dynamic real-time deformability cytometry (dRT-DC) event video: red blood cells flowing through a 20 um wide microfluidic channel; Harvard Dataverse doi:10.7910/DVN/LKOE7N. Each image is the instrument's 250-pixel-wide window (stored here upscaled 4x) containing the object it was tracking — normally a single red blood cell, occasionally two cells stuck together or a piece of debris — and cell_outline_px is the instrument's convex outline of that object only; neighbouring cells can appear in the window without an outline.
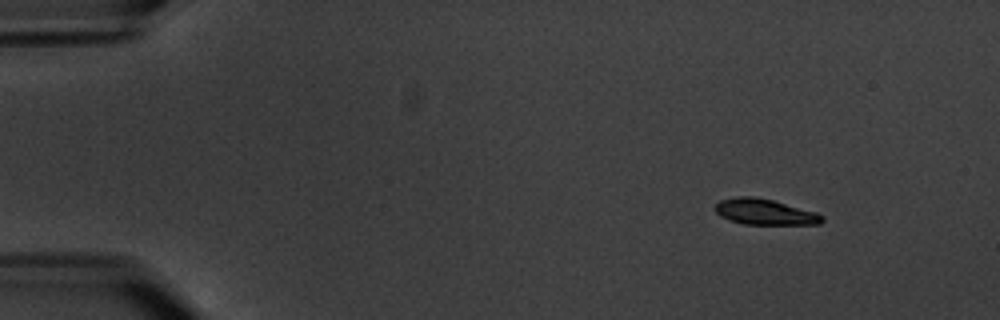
{"species": "common noctule bat (a hibernating species)", "species_latin": "Nyctalus noctula", "temperature_condition": "warm", "stored_images_in_passage": 6, "camera_frame_rate_fps": 3000, "um_per_image_px": 0.085, "animal": {"sex": "male", "body_mass_g": 20.1, "forearm_length_mm": 53.5}, "frame": {"image": 1, "passage_image": 2, "time_ms": 1.333, "image_size_px": [1000, 320], "cell_outline_px": [[824, 220], [820, 224], [744, 224], [728, 220], [720, 216], [712, 208], [720, 200], [736, 196], [752, 196], [772, 200], [816, 212], [824, 216]], "centroid_in_image_um": [64.97, 18.01], "position_along_channel_um": 20.0, "area_um2": 16.13}}
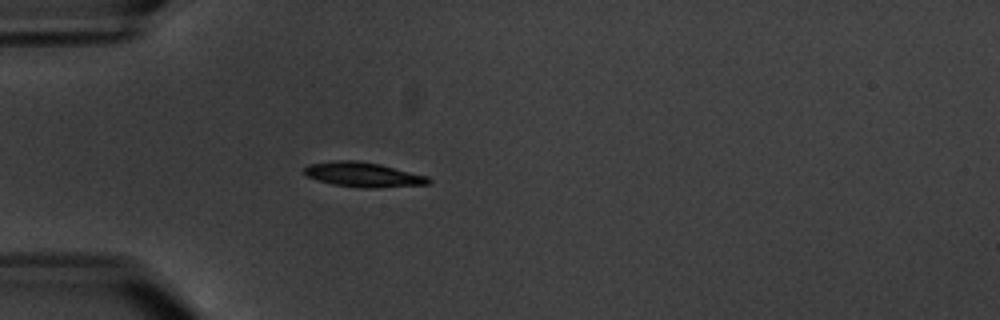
{"frame": {"image": 2, "passage_image": 5, "time_ms": 5.0, "image_size_px": [1000, 320], "cell_outline_px": [[432, 180], [428, 184], [376, 188], [364, 188], [332, 184], [304, 176], [304, 168], [308, 164], [336, 160], [356, 160], [380, 164], [428, 176]], "centroid_in_image_um": [30.85, 14.84], "position_along_channel_um": 54.1, "area_um2": 17.98}}